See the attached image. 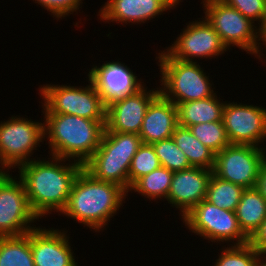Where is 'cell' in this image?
<instances>
[{
	"label": "cell",
	"mask_w": 266,
	"mask_h": 266,
	"mask_svg": "<svg viewBox=\"0 0 266 266\" xmlns=\"http://www.w3.org/2000/svg\"><path fill=\"white\" fill-rule=\"evenodd\" d=\"M235 213L241 230L250 239L266 219V200L255 187L246 188Z\"/></svg>",
	"instance_id": "44dd1931"
},
{
	"label": "cell",
	"mask_w": 266,
	"mask_h": 266,
	"mask_svg": "<svg viewBox=\"0 0 266 266\" xmlns=\"http://www.w3.org/2000/svg\"><path fill=\"white\" fill-rule=\"evenodd\" d=\"M249 243L258 251L260 255L266 256V219L249 239Z\"/></svg>",
	"instance_id": "1f68e13d"
},
{
	"label": "cell",
	"mask_w": 266,
	"mask_h": 266,
	"mask_svg": "<svg viewBox=\"0 0 266 266\" xmlns=\"http://www.w3.org/2000/svg\"><path fill=\"white\" fill-rule=\"evenodd\" d=\"M201 19L189 22L176 41L164 49L171 58L193 62L194 58L212 59L228 50L215 29L205 18Z\"/></svg>",
	"instance_id": "4fadbf2b"
},
{
	"label": "cell",
	"mask_w": 266,
	"mask_h": 266,
	"mask_svg": "<svg viewBox=\"0 0 266 266\" xmlns=\"http://www.w3.org/2000/svg\"><path fill=\"white\" fill-rule=\"evenodd\" d=\"M65 232L45 227L31 230V251L35 266H78L69 236Z\"/></svg>",
	"instance_id": "2e32d148"
},
{
	"label": "cell",
	"mask_w": 266,
	"mask_h": 266,
	"mask_svg": "<svg viewBox=\"0 0 266 266\" xmlns=\"http://www.w3.org/2000/svg\"><path fill=\"white\" fill-rule=\"evenodd\" d=\"M221 250V255H218L219 258L216 259L214 266H255L260 256L249 242L242 245L229 244L227 248Z\"/></svg>",
	"instance_id": "f1b7e54d"
},
{
	"label": "cell",
	"mask_w": 266,
	"mask_h": 266,
	"mask_svg": "<svg viewBox=\"0 0 266 266\" xmlns=\"http://www.w3.org/2000/svg\"><path fill=\"white\" fill-rule=\"evenodd\" d=\"M173 173V171L161 166L139 178L131 186L129 192H138L141 196L148 198L150 201L151 199H155L156 201L157 199H167Z\"/></svg>",
	"instance_id": "d4e9b609"
},
{
	"label": "cell",
	"mask_w": 266,
	"mask_h": 266,
	"mask_svg": "<svg viewBox=\"0 0 266 266\" xmlns=\"http://www.w3.org/2000/svg\"><path fill=\"white\" fill-rule=\"evenodd\" d=\"M142 144L137 134L104 131L99 147L83 169L93 178L118 184L129 192L131 160Z\"/></svg>",
	"instance_id": "277c9868"
},
{
	"label": "cell",
	"mask_w": 266,
	"mask_h": 266,
	"mask_svg": "<svg viewBox=\"0 0 266 266\" xmlns=\"http://www.w3.org/2000/svg\"><path fill=\"white\" fill-rule=\"evenodd\" d=\"M216 93L205 99L179 103L178 125L188 128L189 126L222 121L223 107Z\"/></svg>",
	"instance_id": "ffe728a7"
},
{
	"label": "cell",
	"mask_w": 266,
	"mask_h": 266,
	"mask_svg": "<svg viewBox=\"0 0 266 266\" xmlns=\"http://www.w3.org/2000/svg\"><path fill=\"white\" fill-rule=\"evenodd\" d=\"M183 223L192 233L213 242H232L242 245L249 242V238L241 230L236 213L221 209L205 199L194 206L183 217ZM234 241H236L234 243Z\"/></svg>",
	"instance_id": "9c48e42d"
},
{
	"label": "cell",
	"mask_w": 266,
	"mask_h": 266,
	"mask_svg": "<svg viewBox=\"0 0 266 266\" xmlns=\"http://www.w3.org/2000/svg\"><path fill=\"white\" fill-rule=\"evenodd\" d=\"M264 257H265L264 255H260L255 266H266V257L265 258Z\"/></svg>",
	"instance_id": "e575fe53"
},
{
	"label": "cell",
	"mask_w": 266,
	"mask_h": 266,
	"mask_svg": "<svg viewBox=\"0 0 266 266\" xmlns=\"http://www.w3.org/2000/svg\"><path fill=\"white\" fill-rule=\"evenodd\" d=\"M44 123L28 118L12 116L0 123V167L9 172L10 168L33 160L31 156L44 139ZM31 159V160H30ZM8 170V171H7Z\"/></svg>",
	"instance_id": "ba28073f"
},
{
	"label": "cell",
	"mask_w": 266,
	"mask_h": 266,
	"mask_svg": "<svg viewBox=\"0 0 266 266\" xmlns=\"http://www.w3.org/2000/svg\"><path fill=\"white\" fill-rule=\"evenodd\" d=\"M212 173V170L199 167L174 172L167 196L168 203L179 209L182 217L186 215L206 198Z\"/></svg>",
	"instance_id": "e0dca14e"
},
{
	"label": "cell",
	"mask_w": 266,
	"mask_h": 266,
	"mask_svg": "<svg viewBox=\"0 0 266 266\" xmlns=\"http://www.w3.org/2000/svg\"><path fill=\"white\" fill-rule=\"evenodd\" d=\"M266 148L230 144L215 155L213 174L246 188H254Z\"/></svg>",
	"instance_id": "8fae6325"
},
{
	"label": "cell",
	"mask_w": 266,
	"mask_h": 266,
	"mask_svg": "<svg viewBox=\"0 0 266 266\" xmlns=\"http://www.w3.org/2000/svg\"><path fill=\"white\" fill-rule=\"evenodd\" d=\"M203 2H201V4L203 3V6L208 4L210 1L212 0H202ZM168 2L170 3V5L174 8H177L176 5H178L180 2H183L181 0H168Z\"/></svg>",
	"instance_id": "836d02e7"
},
{
	"label": "cell",
	"mask_w": 266,
	"mask_h": 266,
	"mask_svg": "<svg viewBox=\"0 0 266 266\" xmlns=\"http://www.w3.org/2000/svg\"><path fill=\"white\" fill-rule=\"evenodd\" d=\"M170 9L173 7L168 0H108L100 8L98 16L105 23L114 21L122 24H139Z\"/></svg>",
	"instance_id": "ac0fdd59"
},
{
	"label": "cell",
	"mask_w": 266,
	"mask_h": 266,
	"mask_svg": "<svg viewBox=\"0 0 266 266\" xmlns=\"http://www.w3.org/2000/svg\"><path fill=\"white\" fill-rule=\"evenodd\" d=\"M41 7L51 12L55 19L73 14L79 10L82 0H33ZM72 12V13H71Z\"/></svg>",
	"instance_id": "4dcf8cb0"
},
{
	"label": "cell",
	"mask_w": 266,
	"mask_h": 266,
	"mask_svg": "<svg viewBox=\"0 0 266 266\" xmlns=\"http://www.w3.org/2000/svg\"><path fill=\"white\" fill-rule=\"evenodd\" d=\"M172 139L185 153L191 167H199L207 170L213 169L215 154L203 145L191 133L189 128L178 125L173 132Z\"/></svg>",
	"instance_id": "7402d4cb"
},
{
	"label": "cell",
	"mask_w": 266,
	"mask_h": 266,
	"mask_svg": "<svg viewBox=\"0 0 266 266\" xmlns=\"http://www.w3.org/2000/svg\"><path fill=\"white\" fill-rule=\"evenodd\" d=\"M162 167L176 172L191 168L185 153L171 138L160 140L152 144Z\"/></svg>",
	"instance_id": "4316f807"
},
{
	"label": "cell",
	"mask_w": 266,
	"mask_h": 266,
	"mask_svg": "<svg viewBox=\"0 0 266 266\" xmlns=\"http://www.w3.org/2000/svg\"><path fill=\"white\" fill-rule=\"evenodd\" d=\"M222 122L230 144L261 147L266 139V109L262 106L225 102Z\"/></svg>",
	"instance_id": "7c38bea8"
},
{
	"label": "cell",
	"mask_w": 266,
	"mask_h": 266,
	"mask_svg": "<svg viewBox=\"0 0 266 266\" xmlns=\"http://www.w3.org/2000/svg\"><path fill=\"white\" fill-rule=\"evenodd\" d=\"M0 266H35L31 231L21 236L0 237Z\"/></svg>",
	"instance_id": "603a6c76"
},
{
	"label": "cell",
	"mask_w": 266,
	"mask_h": 266,
	"mask_svg": "<svg viewBox=\"0 0 266 266\" xmlns=\"http://www.w3.org/2000/svg\"><path fill=\"white\" fill-rule=\"evenodd\" d=\"M191 133L215 155L230 145L222 121L207 122L188 127Z\"/></svg>",
	"instance_id": "484cf974"
},
{
	"label": "cell",
	"mask_w": 266,
	"mask_h": 266,
	"mask_svg": "<svg viewBox=\"0 0 266 266\" xmlns=\"http://www.w3.org/2000/svg\"><path fill=\"white\" fill-rule=\"evenodd\" d=\"M50 158L48 161L33 158L18 167V178L23 182L29 205L38 218L53 210L62 212L74 181L83 169V165L76 161L70 163L68 159ZM66 161L69 163L65 165Z\"/></svg>",
	"instance_id": "6da1fadb"
},
{
	"label": "cell",
	"mask_w": 266,
	"mask_h": 266,
	"mask_svg": "<svg viewBox=\"0 0 266 266\" xmlns=\"http://www.w3.org/2000/svg\"><path fill=\"white\" fill-rule=\"evenodd\" d=\"M226 5L238 10L244 17L254 24L259 21V28L264 34V13L266 0H221ZM261 23V24H260Z\"/></svg>",
	"instance_id": "f546056e"
},
{
	"label": "cell",
	"mask_w": 266,
	"mask_h": 266,
	"mask_svg": "<svg viewBox=\"0 0 266 266\" xmlns=\"http://www.w3.org/2000/svg\"><path fill=\"white\" fill-rule=\"evenodd\" d=\"M144 86L133 94L115 99L106 105L105 130L139 135L150 102L159 94Z\"/></svg>",
	"instance_id": "5bb4252c"
},
{
	"label": "cell",
	"mask_w": 266,
	"mask_h": 266,
	"mask_svg": "<svg viewBox=\"0 0 266 266\" xmlns=\"http://www.w3.org/2000/svg\"><path fill=\"white\" fill-rule=\"evenodd\" d=\"M203 7V17L215 29L228 50L231 46H237L248 54H254L259 60L262 58L263 54L260 53L262 46L266 45V36L250 19L221 0H212Z\"/></svg>",
	"instance_id": "8992f818"
},
{
	"label": "cell",
	"mask_w": 266,
	"mask_h": 266,
	"mask_svg": "<svg viewBox=\"0 0 266 266\" xmlns=\"http://www.w3.org/2000/svg\"><path fill=\"white\" fill-rule=\"evenodd\" d=\"M86 87L47 84L40 87L43 114L76 115L92 120H106V104L89 79Z\"/></svg>",
	"instance_id": "52a82bcc"
},
{
	"label": "cell",
	"mask_w": 266,
	"mask_h": 266,
	"mask_svg": "<svg viewBox=\"0 0 266 266\" xmlns=\"http://www.w3.org/2000/svg\"><path fill=\"white\" fill-rule=\"evenodd\" d=\"M160 68L159 93L172 101L176 106L179 103L201 100L213 96L209 76L200 67L198 62H186L171 58L165 50L158 53Z\"/></svg>",
	"instance_id": "5b68a950"
},
{
	"label": "cell",
	"mask_w": 266,
	"mask_h": 266,
	"mask_svg": "<svg viewBox=\"0 0 266 266\" xmlns=\"http://www.w3.org/2000/svg\"><path fill=\"white\" fill-rule=\"evenodd\" d=\"M264 35L266 36V5H265V13H264Z\"/></svg>",
	"instance_id": "d590c367"
},
{
	"label": "cell",
	"mask_w": 266,
	"mask_h": 266,
	"mask_svg": "<svg viewBox=\"0 0 266 266\" xmlns=\"http://www.w3.org/2000/svg\"><path fill=\"white\" fill-rule=\"evenodd\" d=\"M127 194L120 185L97 180L82 169L61 214L99 232L117 214Z\"/></svg>",
	"instance_id": "7a4b0ae2"
},
{
	"label": "cell",
	"mask_w": 266,
	"mask_h": 266,
	"mask_svg": "<svg viewBox=\"0 0 266 266\" xmlns=\"http://www.w3.org/2000/svg\"><path fill=\"white\" fill-rule=\"evenodd\" d=\"M5 171L3 169H0V174L4 173Z\"/></svg>",
	"instance_id": "8d00e7d4"
},
{
	"label": "cell",
	"mask_w": 266,
	"mask_h": 266,
	"mask_svg": "<svg viewBox=\"0 0 266 266\" xmlns=\"http://www.w3.org/2000/svg\"><path fill=\"white\" fill-rule=\"evenodd\" d=\"M178 126V109L160 93L150 102L139 136L144 144L171 138Z\"/></svg>",
	"instance_id": "d6986e66"
},
{
	"label": "cell",
	"mask_w": 266,
	"mask_h": 266,
	"mask_svg": "<svg viewBox=\"0 0 266 266\" xmlns=\"http://www.w3.org/2000/svg\"><path fill=\"white\" fill-rule=\"evenodd\" d=\"M161 167L152 144H142L133 159L129 168V190L131 186L142 176Z\"/></svg>",
	"instance_id": "83f0119b"
},
{
	"label": "cell",
	"mask_w": 266,
	"mask_h": 266,
	"mask_svg": "<svg viewBox=\"0 0 266 266\" xmlns=\"http://www.w3.org/2000/svg\"><path fill=\"white\" fill-rule=\"evenodd\" d=\"M244 190V187L223 180L212 173L205 200L221 209L235 212Z\"/></svg>",
	"instance_id": "cb8c5ba5"
},
{
	"label": "cell",
	"mask_w": 266,
	"mask_h": 266,
	"mask_svg": "<svg viewBox=\"0 0 266 266\" xmlns=\"http://www.w3.org/2000/svg\"><path fill=\"white\" fill-rule=\"evenodd\" d=\"M10 173L0 174V237L21 236L36 228L30 226L37 215L32 211L23 182Z\"/></svg>",
	"instance_id": "30bf717a"
},
{
	"label": "cell",
	"mask_w": 266,
	"mask_h": 266,
	"mask_svg": "<svg viewBox=\"0 0 266 266\" xmlns=\"http://www.w3.org/2000/svg\"><path fill=\"white\" fill-rule=\"evenodd\" d=\"M255 188L266 200V157L261 163Z\"/></svg>",
	"instance_id": "d6a6232c"
},
{
	"label": "cell",
	"mask_w": 266,
	"mask_h": 266,
	"mask_svg": "<svg viewBox=\"0 0 266 266\" xmlns=\"http://www.w3.org/2000/svg\"><path fill=\"white\" fill-rule=\"evenodd\" d=\"M44 115V137H48L49 155L84 165L100 145L106 120L59 113Z\"/></svg>",
	"instance_id": "3957f363"
},
{
	"label": "cell",
	"mask_w": 266,
	"mask_h": 266,
	"mask_svg": "<svg viewBox=\"0 0 266 266\" xmlns=\"http://www.w3.org/2000/svg\"><path fill=\"white\" fill-rule=\"evenodd\" d=\"M132 71L119 60L106 61L100 67L93 66L87 76L107 105L115 99L137 92L144 86V82Z\"/></svg>",
	"instance_id": "9a60e30c"
}]
</instances>
